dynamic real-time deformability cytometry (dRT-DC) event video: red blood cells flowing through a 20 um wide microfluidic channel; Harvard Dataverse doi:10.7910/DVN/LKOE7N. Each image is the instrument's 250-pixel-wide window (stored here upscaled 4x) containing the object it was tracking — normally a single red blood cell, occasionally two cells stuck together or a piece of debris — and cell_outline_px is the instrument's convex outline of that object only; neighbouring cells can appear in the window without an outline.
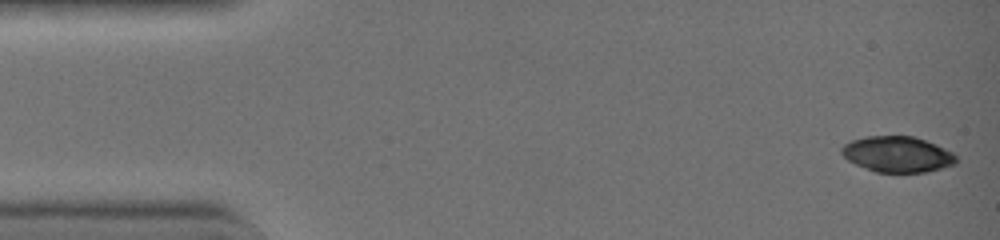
{"species": "common noctule bat (a hibernating species)", "species_latin": "Nyctalus noctula", "temperature_condition": "warm", "stored_images_in_passage": 5, "camera_frame_rate_fps": 3000, "um_per_image_px": 0.085, "animal": {"sex": "female", "body_mass_g": 19.0, "forearm_length_mm": 51.5}, "frame": {"image": 1, "passage_image": 1, "time_ms": 0.0, "image_size_px": [1000, 240], "cell_outline_px": [[960, 160], [956, 164], [928, 172], [876, 172], [856, 164], [848, 160], [840, 152], [840, 148], [844, 144], [852, 140], [868, 136], [912, 136], [936, 144], [952, 152]], "centroid_in_image_um": [76.31, 13.12], "position_along_channel_um": 8.7, "area_um2": 23.93}}
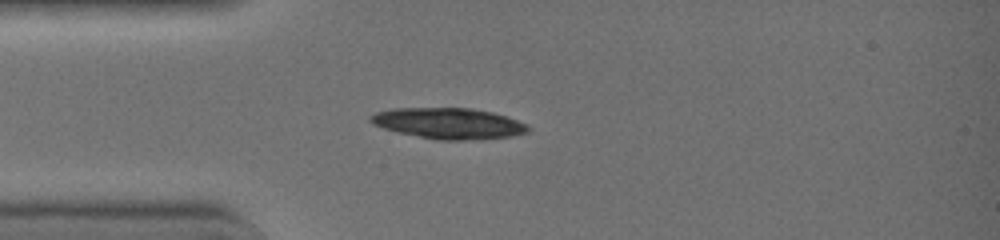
{"frame": {"image": 2, "passage_image": 5, "time_ms": 1.333, "image_size_px": [1000, 240], "cell_outline_px": [[528, 132], [512, 136], [480, 140], [436, 140], [396, 132], [372, 124], [368, 120], [368, 116], [376, 112], [396, 108], [468, 108], [492, 112], [528, 124]], "centroid_in_image_um": [38.1, 10.5], "position_along_channel_um": 46.9, "area_um2": 28.5}}